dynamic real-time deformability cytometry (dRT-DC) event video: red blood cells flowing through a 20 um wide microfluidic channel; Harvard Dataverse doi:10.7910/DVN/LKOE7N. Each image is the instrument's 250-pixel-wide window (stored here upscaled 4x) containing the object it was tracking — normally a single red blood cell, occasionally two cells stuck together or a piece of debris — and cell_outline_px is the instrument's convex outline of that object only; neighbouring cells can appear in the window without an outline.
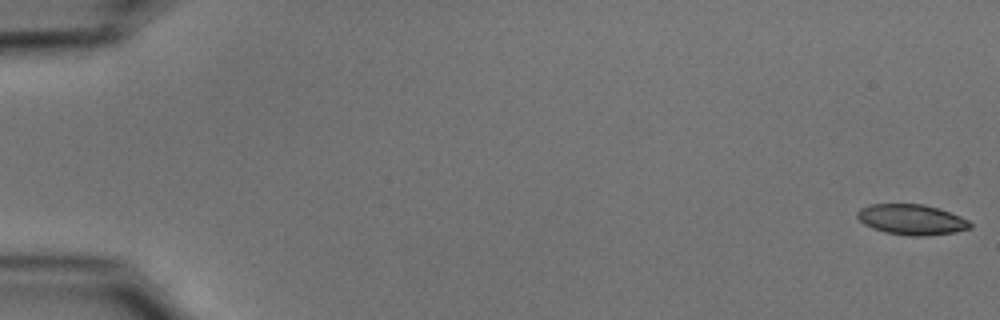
{"species": "common noctule bat (a hibernating species)", "species_latin": "Nyctalus noctula", "temperature_condition": "cold", "stored_images_in_passage": 55, "camera_frame_rate_fps": 3000, "um_per_image_px": 0.085, "animal": {"sex": "male", "body_mass_g": 15.6}, "frame": {"image": 1, "passage_image": 1, "time_ms": 0.0, "image_size_px": [1000, 320], "cell_outline_px": [[972, 228], [956, 232], [924, 236], [908, 236], [884, 232], [872, 228], [864, 224], [856, 216], [856, 212], [860, 208], [868, 204], [924, 204], [940, 208], [960, 216], [968, 220], [972, 224]], "centroid_in_image_um": [77.49, 18.66], "position_along_channel_um": 7.5, "area_um2": 20.29}}
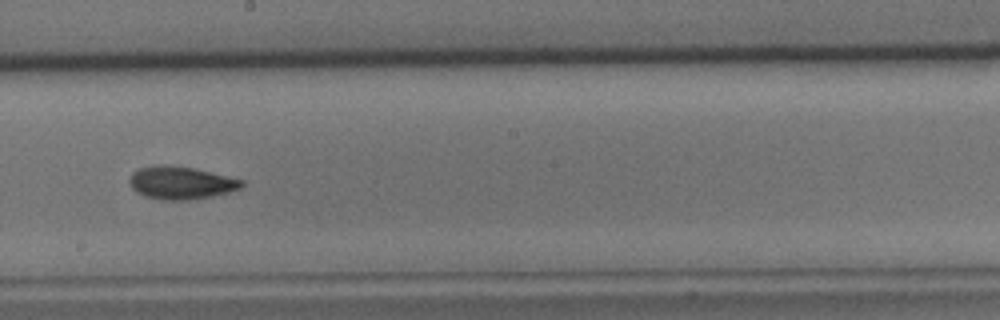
{"frame": {"image": 2, "passage_image": 32, "time_ms": 10.333, "image_size_px": [1000, 320], "cell_outline_px": [[244, 184], [240, 188], [228, 192], [212, 196], [184, 200], [168, 200], [144, 196], [136, 192], [132, 188], [128, 180], [132, 172], [140, 168], [160, 164], [192, 168], [244, 180]], "centroid_in_image_um": [15.34, 15.54], "position_along_channel_um": 232.9, "area_um2": 21.15}}
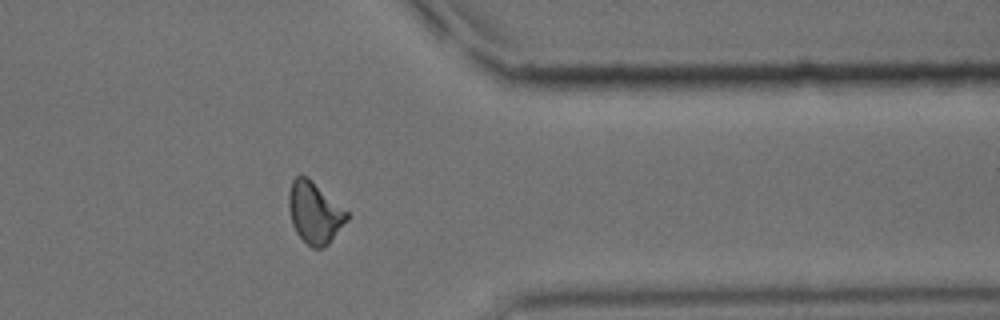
{"frame": {"image": 3, "passage_image": 45, "time_ms": 14.667, "image_size_px": [1000, 320], "cell_outline_px": [[348, 220], [328, 244], [324, 248], [312, 248], [296, 232], [292, 224], [288, 208], [288, 192], [292, 180], [296, 176], [308, 176], [348, 212]], "centroid_in_image_um": [26.73, 18.06], "position_along_channel_um": 384.7, "area_um2": 20.87}, "authors_computed_cell_mechanics": {"area_um2": 20.6924, "velocity_mm_per_s": 3.6989, "shape_relaxation_time_tau1_ms": 8.2599, "shape_relaxation_time_tau2_ms": 4.0087, "deformation_change_tau1": 0.171, "deformation_change_tau2": 0.1043}}